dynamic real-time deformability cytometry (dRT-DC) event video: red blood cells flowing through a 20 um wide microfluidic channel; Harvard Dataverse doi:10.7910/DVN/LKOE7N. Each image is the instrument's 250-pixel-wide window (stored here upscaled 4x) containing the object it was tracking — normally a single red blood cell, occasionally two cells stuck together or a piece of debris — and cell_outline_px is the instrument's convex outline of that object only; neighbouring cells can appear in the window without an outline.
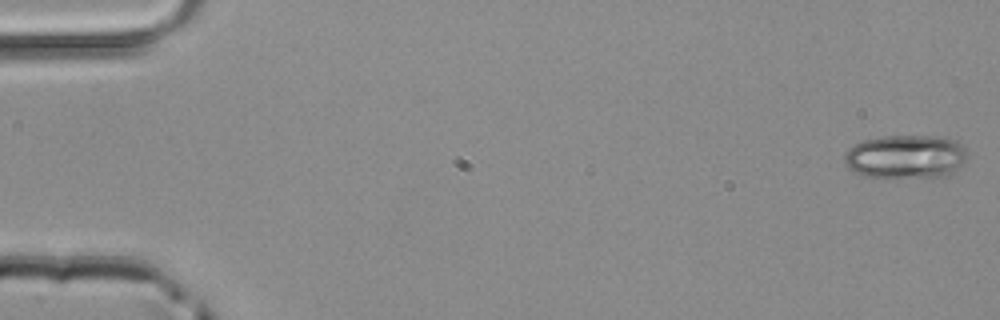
{"species": "common noctule bat (a hibernating species)", "species_latin": "Nyctalus noctula", "temperature_condition": "room temperature", "stored_images_in_passage": 50, "camera_frame_rate_fps": 3000, "um_per_image_px": 0.085, "animal": {"sex": "male", "body_mass_g": 20.4}, "frame": {"image": 1, "passage_image": 1, "time_ms": 0.0, "image_size_px": [1000, 320], "cell_outline_px": [[968, 156], [952, 172], [944, 176], [932, 180], [896, 180], [864, 176], [848, 168], [844, 164], [844, 152], [848, 148], [864, 140], [884, 136], [936, 136], [956, 140], [964, 148]], "centroid_in_image_um": [76.96, 13.38], "position_along_channel_um": 8.0, "area_um2": 32.43}}
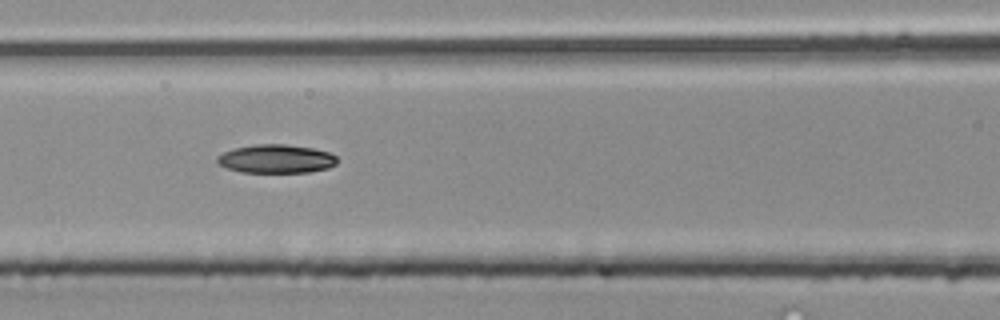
{"frame": {"image": 2, "passage_image": 22, "time_ms": 7.0, "image_size_px": [1000, 320], "cell_outline_px": [[340, 160], [336, 164], [328, 168], [308, 172], [240, 172], [228, 168], [220, 164], [216, 160], [216, 156], [232, 148], [252, 144], [288, 144], [312, 148], [328, 152], [336, 156]], "centroid_in_image_um": [23.48, 13.49], "position_along_channel_um": 143.1, "area_um2": 20.11}}
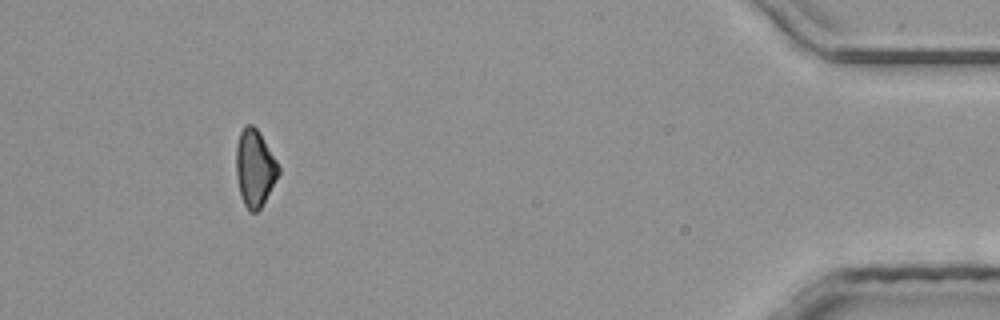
{"frame": {"image": 3, "passage_image": 46, "time_ms": 15.0, "image_size_px": [1000, 320], "cell_outline_px": [[280, 172], [260, 208], [256, 212], [248, 212], [244, 204], [240, 192], [236, 176], [236, 144], [240, 132], [248, 124], [252, 124], [260, 132], [276, 160], [280, 168]], "centroid_in_image_um": [21.64, 14.27], "position_along_channel_um": 413.6, "area_um2": 18.84}}